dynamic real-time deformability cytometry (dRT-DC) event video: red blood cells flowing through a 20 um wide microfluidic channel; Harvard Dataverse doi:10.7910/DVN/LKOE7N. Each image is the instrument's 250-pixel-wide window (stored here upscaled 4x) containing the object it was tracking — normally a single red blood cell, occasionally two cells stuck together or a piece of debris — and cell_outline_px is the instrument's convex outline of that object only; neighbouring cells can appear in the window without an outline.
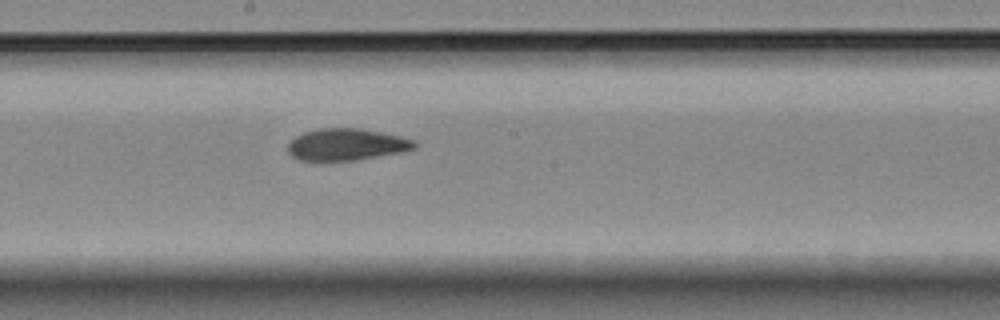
{"species": "Egyptian fruit bat (a non-hibernating species)", "species_latin": "Rousettus aegyptiacus", "temperature_condition": "room temperature", "stored_images_in_passage": 7, "camera_frame_rate_fps": 3000, "um_per_image_px": 0.085, "animal": {"sex": "female"}, "frame": {"image": 1, "passage_image": 7, "time_ms": 9.333, "image_size_px": [1000, 320], "cell_outline_px": [[420, 144], [416, 148], [400, 152], [356, 160], [300, 160], [292, 156], [288, 152], [288, 144], [296, 136], [304, 132], [320, 128], [360, 128], [400, 136], [416, 140]], "centroid_in_image_um": [29.49, 12.27], "position_along_channel_um": 218.7, "area_um2": 23.41}}